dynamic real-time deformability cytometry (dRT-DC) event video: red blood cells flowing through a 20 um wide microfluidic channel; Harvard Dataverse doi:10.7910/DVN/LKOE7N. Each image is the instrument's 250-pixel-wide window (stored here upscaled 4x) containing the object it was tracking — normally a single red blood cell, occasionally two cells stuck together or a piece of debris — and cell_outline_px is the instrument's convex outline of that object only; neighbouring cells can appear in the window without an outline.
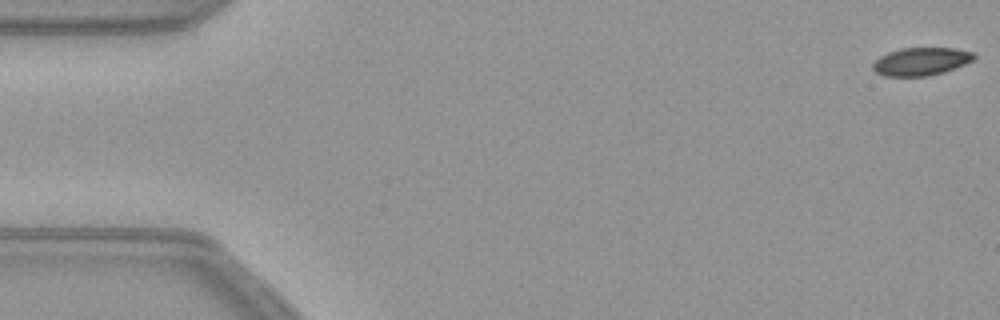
{"species": "common noctule bat (a hibernating species)", "species_latin": "Nyctalus noctula", "temperature_condition": "warm", "stored_images_in_passage": 17, "camera_frame_rate_fps": 3000, "um_per_image_px": 0.085, "animal": {"sex": "female", "body_mass_g": 21.9}, "frame": {"image": 1, "passage_image": 1, "time_ms": 0.0, "image_size_px": [1000, 320], "cell_outline_px": [[976, 56], [972, 60], [964, 64], [944, 72], [928, 76], [884, 76], [876, 72], [872, 68], [872, 64], [880, 56], [888, 52], [900, 48], [956, 48], [976, 52]], "centroid_in_image_um": [78.29, 5.22], "position_along_channel_um": 6.7, "area_um2": 16.53}}